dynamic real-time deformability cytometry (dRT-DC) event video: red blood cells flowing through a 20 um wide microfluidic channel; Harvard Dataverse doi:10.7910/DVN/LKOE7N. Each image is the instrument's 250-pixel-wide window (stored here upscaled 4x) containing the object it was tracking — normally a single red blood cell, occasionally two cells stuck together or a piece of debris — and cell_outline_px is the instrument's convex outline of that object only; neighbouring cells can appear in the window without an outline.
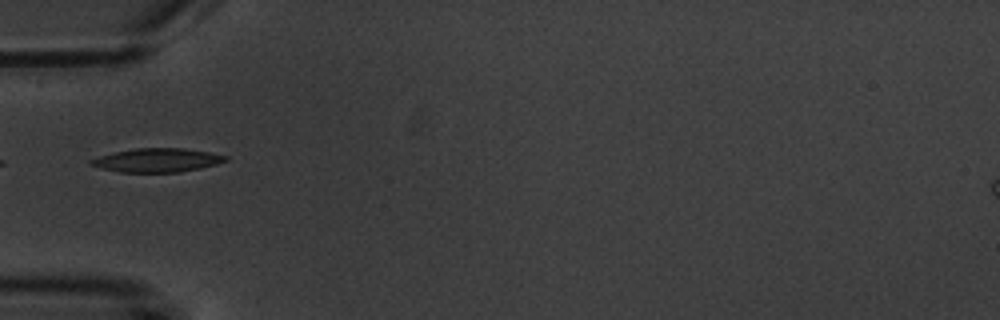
{"species": "common noctule bat (a hibernating species)", "species_latin": "Nyctalus noctula", "temperature_condition": "warm", "stored_images_in_passage": 1, "camera_frame_rate_fps": 3000, "um_per_image_px": 0.085, "animal": {"sex": "male", "body_mass_g": 20.1, "forearm_length_mm": 53.5}, "frame": {"image": 1, "passage_image": 1, "time_ms": 0.0, "image_size_px": [1000, 320], "cell_outline_px": [[228, 160], [216, 164], [200, 168], [180, 172], [120, 172], [100, 168], [88, 164], [88, 160], [100, 156], [116, 152], [136, 148], [184, 148], [208, 152], [228, 156]], "centroid_in_image_um": [13.34, 13.62], "position_along_channel_um": 71.7, "area_um2": 18.55}}